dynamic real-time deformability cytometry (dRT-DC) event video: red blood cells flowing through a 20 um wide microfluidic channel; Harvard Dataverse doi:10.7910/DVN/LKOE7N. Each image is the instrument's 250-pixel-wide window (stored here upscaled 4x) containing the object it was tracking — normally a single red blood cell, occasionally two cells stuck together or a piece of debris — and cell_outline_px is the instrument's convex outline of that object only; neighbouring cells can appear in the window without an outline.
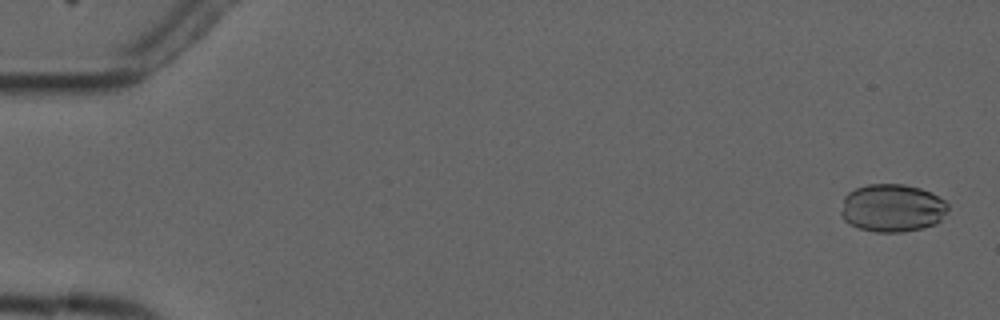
{"species": "common noctule bat (a hibernating species)", "species_latin": "Nyctalus noctula", "temperature_condition": "cold", "stored_images_in_passage": 4, "camera_frame_rate_fps": 3000, "um_per_image_px": 0.085, "animal": {"sex": "male", "forearm_length_mm": 52.5}, "frame": {"image": 1, "passage_image": 1, "time_ms": 0.0, "image_size_px": [1000, 320], "cell_outline_px": [[948, 208], [940, 220], [936, 224], [924, 228], [904, 232], [876, 232], [860, 228], [844, 220], [840, 212], [844, 196], [848, 192], [856, 188], [868, 184], [904, 184], [920, 188], [932, 192], [944, 200], [948, 204]], "centroid_in_image_um": [75.85, 17.67], "position_along_channel_um": 9.2, "area_um2": 30.0}}